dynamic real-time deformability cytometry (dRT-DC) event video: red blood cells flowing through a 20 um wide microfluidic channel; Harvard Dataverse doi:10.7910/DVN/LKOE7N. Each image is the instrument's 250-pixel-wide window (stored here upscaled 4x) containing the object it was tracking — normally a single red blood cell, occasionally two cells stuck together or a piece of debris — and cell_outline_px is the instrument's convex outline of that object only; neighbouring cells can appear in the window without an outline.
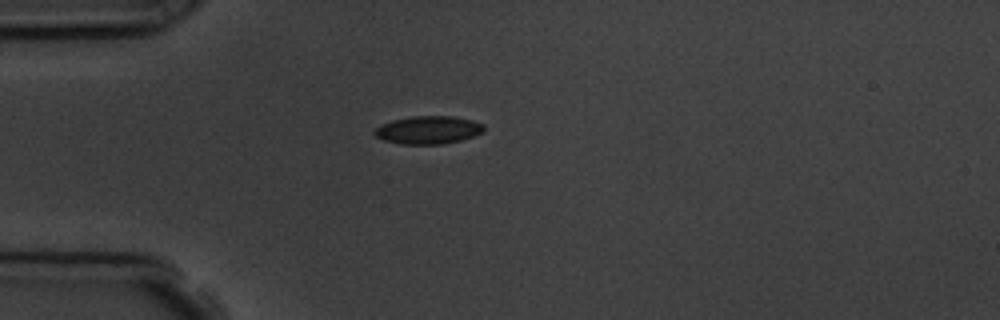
{"species": "common noctule bat (a hibernating species)", "species_latin": "Nyctalus noctula", "temperature_condition": "room temperature", "stored_images_in_passage": 2, "camera_frame_rate_fps": 3000, "um_per_image_px": 0.085, "animal": {"sex": "male", "body_mass_g": 19.5, "forearm_length_mm": 54.6}, "frame": {"image": 1, "passage_image": 2, "time_ms": 2.0, "image_size_px": [1000, 320], "cell_outline_px": [[484, 132], [460, 140], [444, 144], [400, 144], [384, 140], [376, 136], [372, 132], [380, 124], [412, 116], [452, 116], [472, 120], [484, 124]], "centroid_in_image_um": [36.4, 11.05], "position_along_channel_um": 48.6, "area_um2": 17.74}}